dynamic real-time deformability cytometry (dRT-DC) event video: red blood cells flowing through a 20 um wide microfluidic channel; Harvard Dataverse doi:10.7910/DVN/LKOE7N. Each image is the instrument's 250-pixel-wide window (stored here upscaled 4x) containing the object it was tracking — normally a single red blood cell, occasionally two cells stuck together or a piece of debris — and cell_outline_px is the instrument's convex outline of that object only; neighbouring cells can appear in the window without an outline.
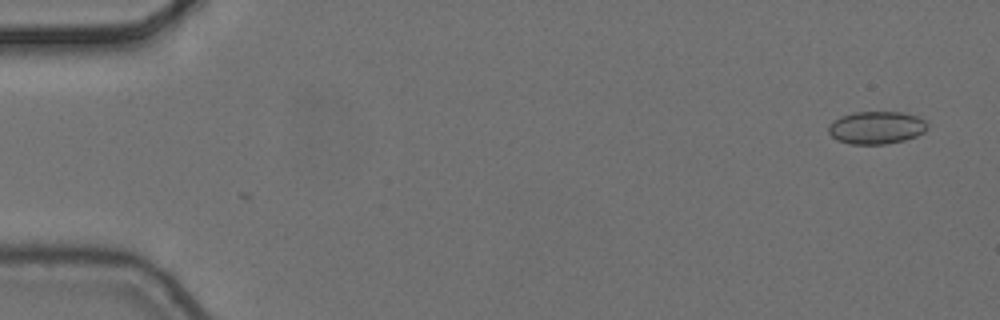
{"species": "common noctule bat (a hibernating species)", "species_latin": "Nyctalus noctula", "temperature_condition": "cold", "stored_images_in_passage": 4, "camera_frame_rate_fps": 3000, "um_per_image_px": 0.085, "animal": {"sex": "female", "body_mass_g": 24.6, "forearm_length_mm": 56.2}, "frame": {"image": 1, "passage_image": 1, "time_ms": 0.0, "image_size_px": [1000, 320], "cell_outline_px": [[928, 128], [924, 132], [916, 136], [904, 140], [888, 144], [848, 144], [836, 140], [828, 132], [828, 124], [832, 120], [840, 116], [856, 112], [900, 112], [916, 116], [928, 120]], "centroid_in_image_um": [74.49, 10.85], "position_along_channel_um": 10.5, "area_um2": 19.13}}
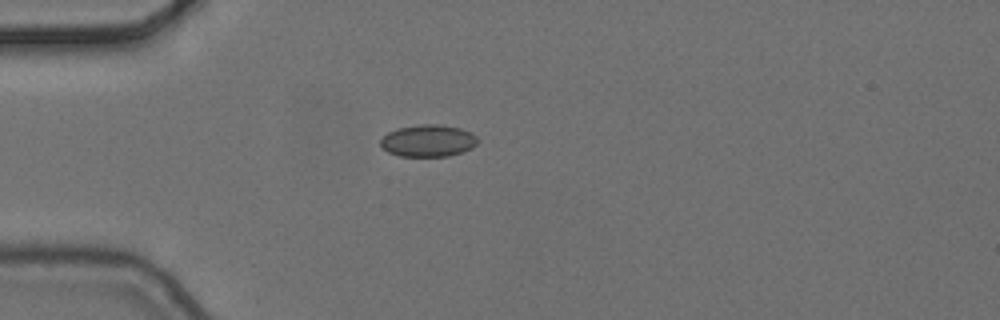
{"frame": {"image": 2, "passage_image": 4, "time_ms": 1.0, "image_size_px": [1000, 320], "cell_outline_px": [[476, 144], [472, 148], [448, 156], [400, 156], [388, 152], [380, 144], [380, 140], [388, 132], [396, 128], [424, 124], [436, 124], [460, 128], [472, 132], [476, 136]], "centroid_in_image_um": [36.38, 11.96], "position_along_channel_um": 48.6, "area_um2": 17.98}}